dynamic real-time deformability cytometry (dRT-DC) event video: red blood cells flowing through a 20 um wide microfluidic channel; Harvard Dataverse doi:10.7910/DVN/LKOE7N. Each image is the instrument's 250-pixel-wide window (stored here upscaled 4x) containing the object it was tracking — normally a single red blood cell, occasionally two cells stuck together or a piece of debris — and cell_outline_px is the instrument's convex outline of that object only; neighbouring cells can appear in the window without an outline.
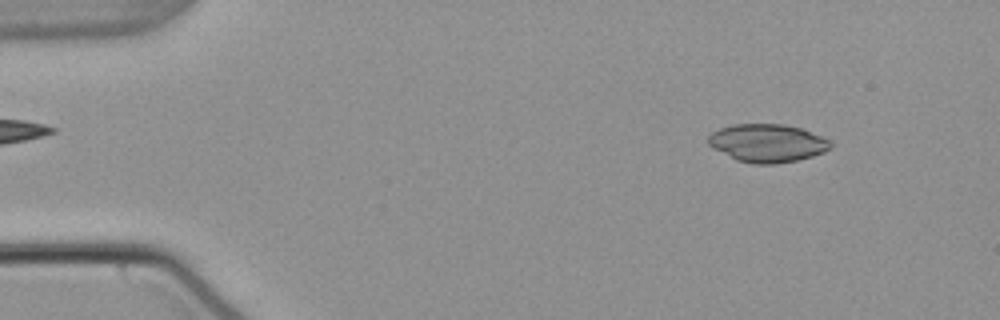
{"species": "common noctule bat (a hibernating species)", "species_latin": "Nyctalus noctula", "temperature_condition": "warm", "stored_images_in_passage": 53, "camera_frame_rate_fps": 3000, "um_per_image_px": 0.085, "animal": {"sex": "male", "body_mass_g": 21.5, "forearm_length_mm": 52.0}, "frame": {"image": 1, "passage_image": 6, "time_ms": 1.667, "image_size_px": [1000, 320], "cell_outline_px": [[832, 144], [824, 152], [812, 156], [796, 160], [776, 164], [752, 164], [736, 160], [712, 148], [708, 144], [708, 136], [712, 132], [720, 128], [732, 124], [784, 124], [800, 128], [820, 136], [828, 140]], "centroid_in_image_um": [65.17, 12.16], "position_along_channel_um": 19.8, "area_um2": 27.05}}
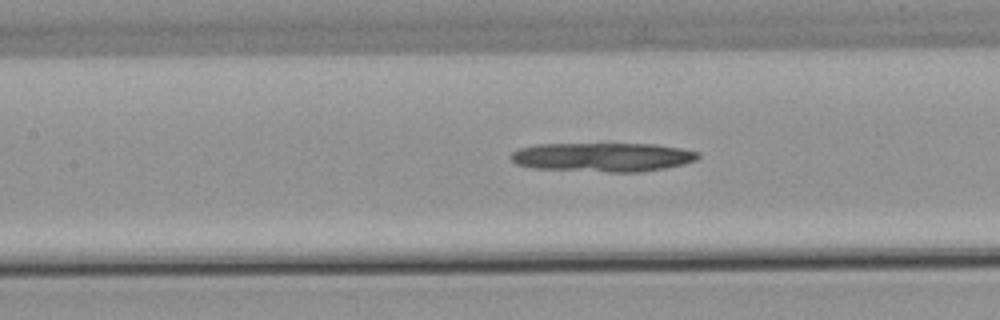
{"frame": {"image": 2, "passage_image": 24, "time_ms": 7.667, "image_size_px": [1000, 320], "cell_outline_px": [[700, 156], [696, 160], [684, 164], [664, 168], [640, 172], [608, 172], [532, 168], [516, 164], [508, 156], [512, 152], [520, 148], [536, 144], [656, 144], [680, 148], [700, 152]], "centroid_in_image_um": [51.22, 13.35], "position_along_channel_um": 156.2, "area_um2": 31.79}}
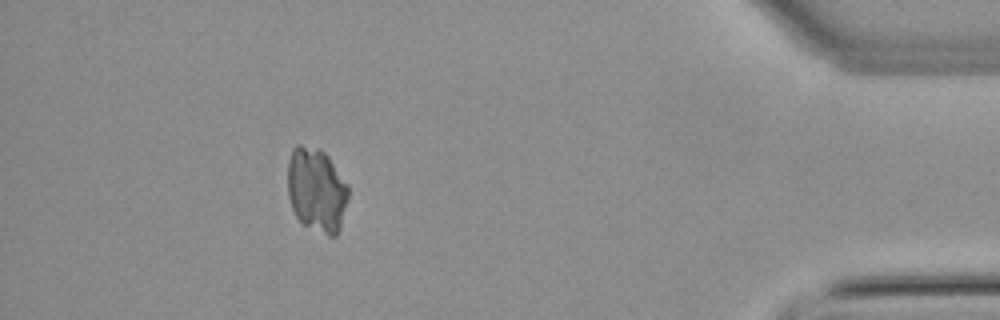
{"frame": {"image": 3, "passage_image": 48, "time_ms": 15.667, "image_size_px": [1000, 320], "cell_outline_px": [[348, 196], [340, 228], [336, 236], [328, 236], [304, 224], [296, 216], [292, 208], [288, 196], [288, 160], [292, 148], [296, 144], [300, 144], [316, 148], [324, 152], [328, 156], [348, 184]], "centroid_in_image_um": [26.9, 16.12], "position_along_channel_um": 408.3, "area_um2": 29.77}}